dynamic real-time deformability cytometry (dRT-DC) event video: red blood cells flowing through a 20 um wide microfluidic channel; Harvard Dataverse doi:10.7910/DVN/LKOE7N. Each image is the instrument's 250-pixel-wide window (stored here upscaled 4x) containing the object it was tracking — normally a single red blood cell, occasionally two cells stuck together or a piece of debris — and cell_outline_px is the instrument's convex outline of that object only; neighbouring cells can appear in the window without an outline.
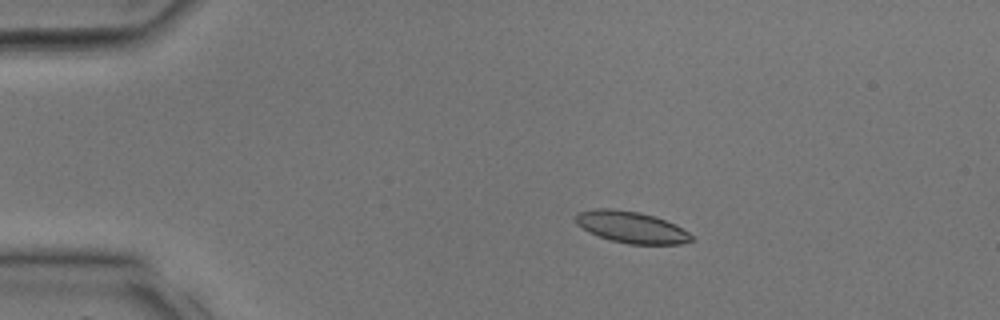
{"species": "common noctule bat (a hibernating species)", "species_latin": "Nyctalus noctula", "temperature_condition": "room temperature", "stored_images_in_passage": 32, "camera_frame_rate_fps": 3000, "um_per_image_px": 0.085, "animal": {"sex": "male", "body_mass_g": 17.9, "forearm_length_mm": 54.2}, "frame": {"image": 1, "passage_image": 6, "time_ms": 1.667, "image_size_px": [1000, 320], "cell_outline_px": [[692, 240], [680, 244], [628, 244], [612, 240], [600, 236], [576, 224], [576, 216], [580, 212], [596, 208], [612, 208], [640, 212], [676, 224], [688, 232], [692, 236]], "centroid_in_image_um": [53.69, 19.3], "position_along_channel_um": 31.3, "area_um2": 20.92}}
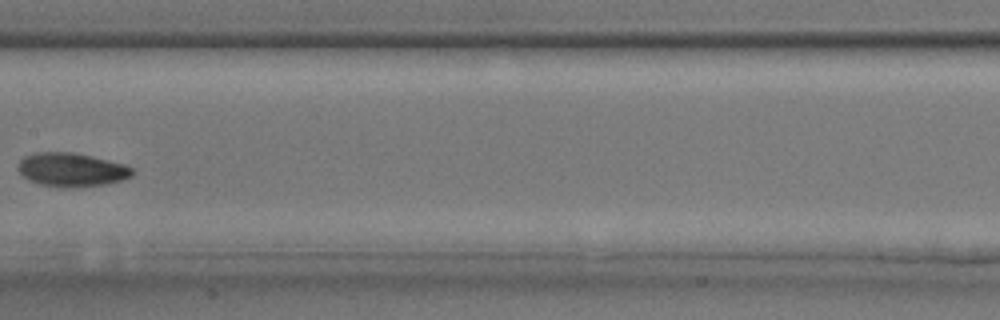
{"frame": {"image": 2, "passage_image": 17, "time_ms": 5.333, "image_size_px": [1000, 320], "cell_outline_px": [[136, 172], [132, 176], [120, 180], [104, 184], [40, 184], [28, 180], [20, 172], [20, 160], [24, 156], [36, 152], [72, 152], [92, 156], [124, 164], [132, 168]], "centroid_in_image_um": [6.11, 14.36], "position_along_channel_um": 201.3, "area_um2": 21.33}}
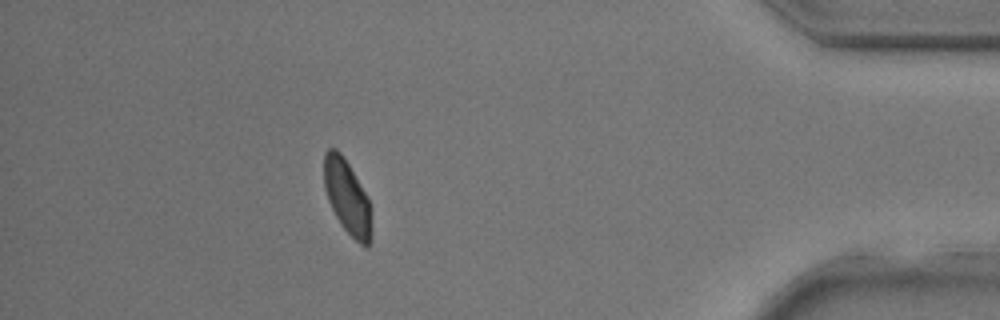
{"frame": {"image": 3, "passage_image": 29, "time_ms": 9.333, "image_size_px": [1000, 320], "cell_outline_px": [[372, 240], [368, 248], [364, 248], [340, 224], [328, 200], [324, 188], [324, 152], [328, 148], [336, 148], [340, 152], [348, 164], [368, 196], [372, 208]], "centroid_in_image_um": [29.55, 16.8], "position_along_channel_um": 405.6, "area_um2": 20.92}}